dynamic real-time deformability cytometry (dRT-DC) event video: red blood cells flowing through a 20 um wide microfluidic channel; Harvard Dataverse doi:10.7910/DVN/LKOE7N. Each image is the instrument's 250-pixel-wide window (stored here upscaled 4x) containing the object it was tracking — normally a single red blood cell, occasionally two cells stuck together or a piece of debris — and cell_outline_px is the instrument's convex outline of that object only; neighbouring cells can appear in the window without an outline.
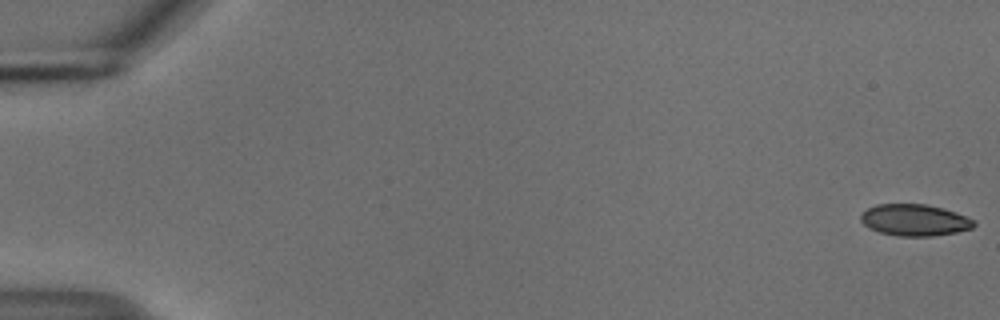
{"species": "common noctule bat (a hibernating species)", "species_latin": "Nyctalus noctula", "temperature_condition": "cold", "stored_images_in_passage": 55, "camera_frame_rate_fps": 3000, "um_per_image_px": 0.085, "animal": {"sex": "male", "body_mass_g": 18.8}, "frame": {"image": 1, "passage_image": 1, "time_ms": 0.0, "image_size_px": [1000, 320], "cell_outline_px": [[976, 224], [972, 228], [956, 232], [932, 236], [896, 236], [880, 232], [868, 228], [860, 220], [860, 212], [876, 204], [924, 204], [944, 208], [956, 212], [976, 220]], "centroid_in_image_um": [77.73, 18.7], "position_along_channel_um": 7.3, "area_um2": 21.04}}
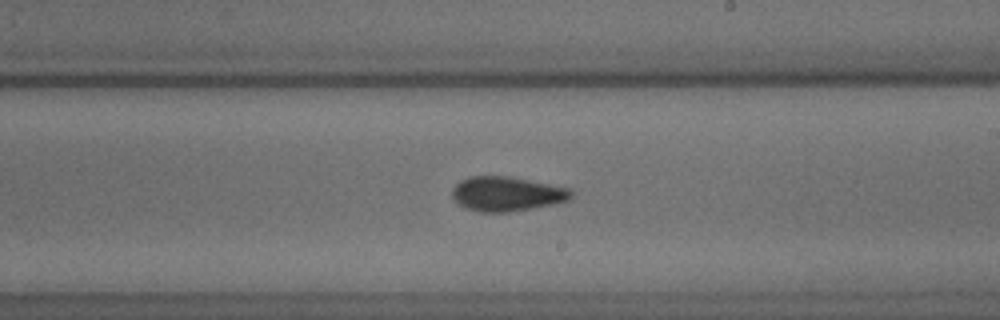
{"frame": {"image": 2, "passage_image": 33, "time_ms": 10.667, "image_size_px": [1000, 320], "cell_outline_px": [[572, 196], [568, 200], [552, 204], [532, 208], [508, 212], [480, 212], [468, 208], [452, 200], [452, 188], [460, 180], [468, 176], [508, 176], [572, 188]], "centroid_in_image_um": [43.06, 16.47], "position_along_channel_um": 245.9, "area_um2": 23.99}}
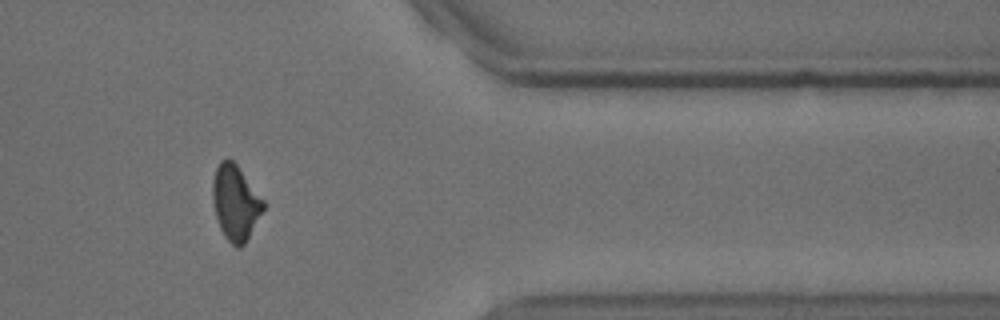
{"frame": {"image": 3, "passage_image": 46, "time_ms": 15.0, "image_size_px": [1000, 320], "cell_outline_px": [[264, 208], [244, 244], [240, 248], [236, 248], [224, 236], [220, 228], [216, 216], [212, 200], [212, 180], [216, 168], [220, 160], [228, 156], [236, 164], [264, 200]], "centroid_in_image_um": [19.98, 17.2], "position_along_channel_um": 391.4, "area_um2": 22.08}, "authors_computed_cell_mechanics": {"area_um2": 22.3686, "velocity_mm_per_s": 3.7332, "shape_relaxation_time_tau1_ms": 6.1758, "shape_relaxation_time_tau2_ms": 2.5168, "deformation_change_tau1": 0.1338, "deformation_change_tau2": 0.0623}}